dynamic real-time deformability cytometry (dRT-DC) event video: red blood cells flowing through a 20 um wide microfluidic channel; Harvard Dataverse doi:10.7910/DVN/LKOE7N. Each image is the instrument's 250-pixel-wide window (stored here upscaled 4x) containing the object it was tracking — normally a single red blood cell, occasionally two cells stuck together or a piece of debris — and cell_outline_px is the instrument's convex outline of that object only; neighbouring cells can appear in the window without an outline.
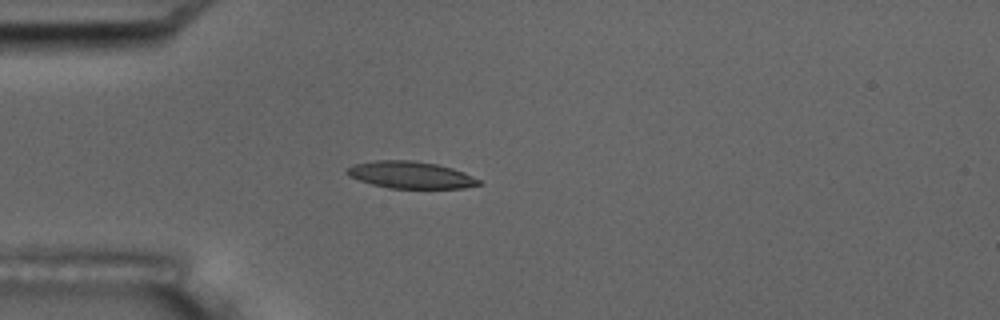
{"species": "common noctule bat (a hibernating species)", "species_latin": "Nyctalus noctula", "temperature_condition": "room temperature", "stored_images_in_passage": 5, "camera_frame_rate_fps": 3000, "um_per_image_px": 0.085, "animal": {"sex": "male", "body_mass_g": 17.5, "forearm_length_mm": 52.3}, "frame": {"image": 1, "passage_image": 5, "time_ms": 4.333, "image_size_px": [1000, 320], "cell_outline_px": [[484, 184], [464, 188], [388, 188], [372, 184], [348, 176], [344, 172], [344, 168], [352, 164], [376, 160], [412, 160], [436, 164], [452, 168], [464, 172], [480, 180]], "centroid_in_image_um": [34.87, 14.86], "position_along_channel_um": 50.1, "area_um2": 20.92}}